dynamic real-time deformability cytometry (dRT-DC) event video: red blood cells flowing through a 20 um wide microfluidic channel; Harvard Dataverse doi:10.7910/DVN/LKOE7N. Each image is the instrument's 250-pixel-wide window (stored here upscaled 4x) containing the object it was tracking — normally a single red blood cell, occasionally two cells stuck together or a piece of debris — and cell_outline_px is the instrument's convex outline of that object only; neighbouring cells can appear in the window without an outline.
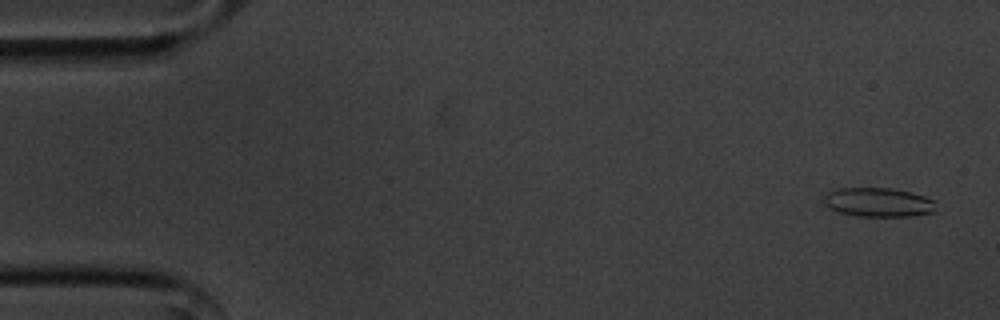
{"species": "common noctule bat (a hibernating species)", "species_latin": "Nyctalus noctula", "temperature_condition": "cold", "stored_images_in_passage": 15, "camera_frame_rate_fps": 3000, "um_per_image_px": 0.085, "animal": {"sex": "male", "body_mass_g": 20.1, "forearm_length_mm": 53.5}, "frame": {"image": 1, "passage_image": 3, "time_ms": 0.667, "image_size_px": [1000, 320], "cell_outline_px": [[932, 212], [912, 216], [860, 216], [840, 212], [824, 204], [824, 196], [828, 192], [836, 188], [892, 188], [912, 192], [924, 196], [932, 200]], "centroid_in_image_um": [74.61, 17.18], "position_along_channel_um": 10.4, "area_um2": 18.67}}
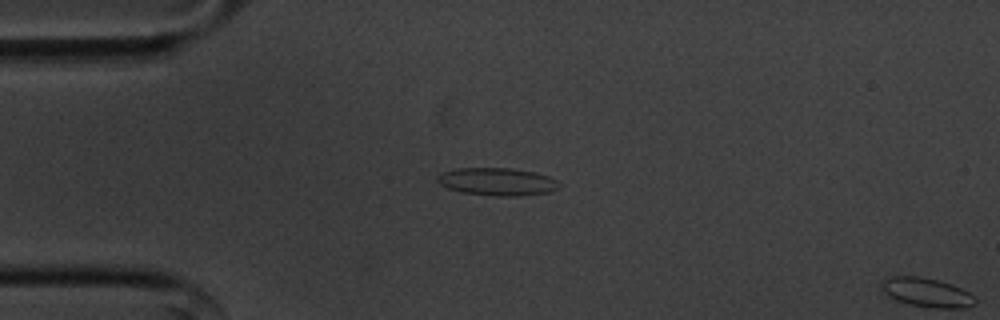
{"frame": {"image": 2, "passage_image": 14, "time_ms": 4.333, "image_size_px": [1000, 320], "cell_outline_px": [[560, 188], [552, 192], [516, 196], [496, 196], [460, 192], [448, 188], [440, 184], [436, 180], [436, 176], [444, 172], [456, 168], [512, 168], [536, 172], [548, 176], [556, 180], [560, 184]], "centroid_in_image_um": [42.29, 15.44], "position_along_channel_um": 42.7, "area_um2": 19.83}}